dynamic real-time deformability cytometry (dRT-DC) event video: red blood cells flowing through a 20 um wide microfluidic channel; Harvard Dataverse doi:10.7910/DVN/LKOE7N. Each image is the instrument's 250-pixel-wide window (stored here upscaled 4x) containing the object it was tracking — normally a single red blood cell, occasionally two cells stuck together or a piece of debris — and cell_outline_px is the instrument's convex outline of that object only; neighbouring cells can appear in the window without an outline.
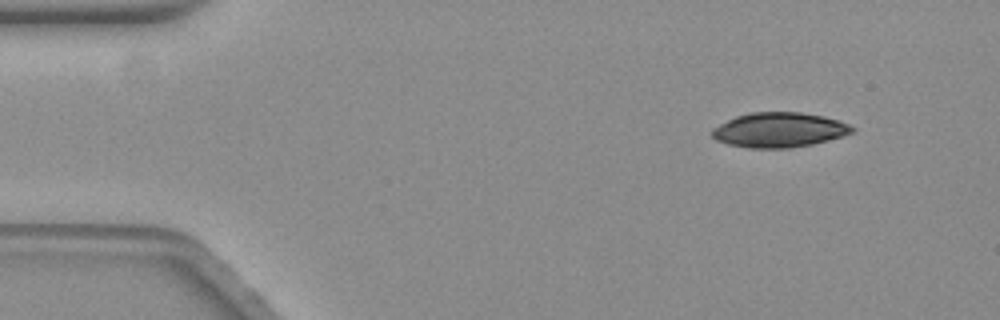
{"species": "common noctule bat (a hibernating species)", "species_latin": "Nyctalus noctula", "temperature_condition": "warm", "stored_images_in_passage": 52, "camera_frame_rate_fps": 3000, "um_per_image_px": 0.085, "animal": {"sex": "female", "body_mass_g": 19.3, "forearm_length_mm": 54.1}, "frame": {"image": 1, "passage_image": 1, "time_ms": 0.0, "image_size_px": [1000, 320], "cell_outline_px": [[856, 128], [852, 132], [840, 136], [812, 144], [788, 148], [748, 148], [728, 144], [716, 140], [712, 136], [712, 128], [736, 116], [748, 112], [800, 112], [824, 116], [848, 124]], "centroid_in_image_um": [66.19, 11.04], "position_along_channel_um": 18.8, "area_um2": 28.21}}
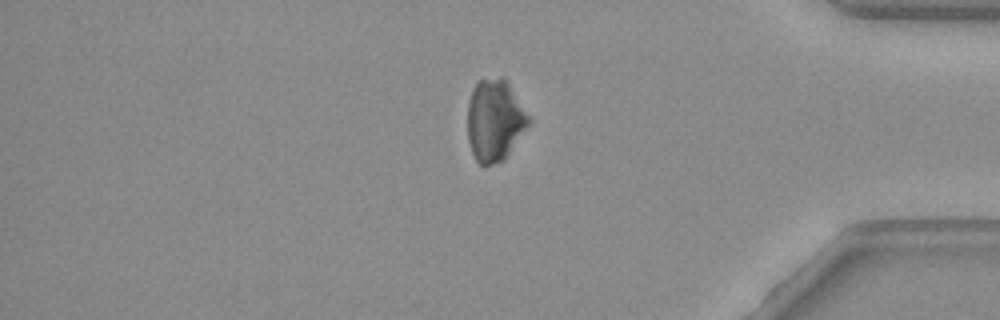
{"frame": {"image": 2, "passage_image": 43, "time_ms": 14.0, "image_size_px": [1000, 320], "cell_outline_px": [[532, 120], [504, 160], [484, 168], [476, 160], [472, 152], [468, 140], [468, 104], [472, 88], [480, 80], [500, 76], [508, 84]], "centroid_in_image_um": [42.04, 10.26], "position_along_channel_um": 393.2, "area_um2": 29.02}}
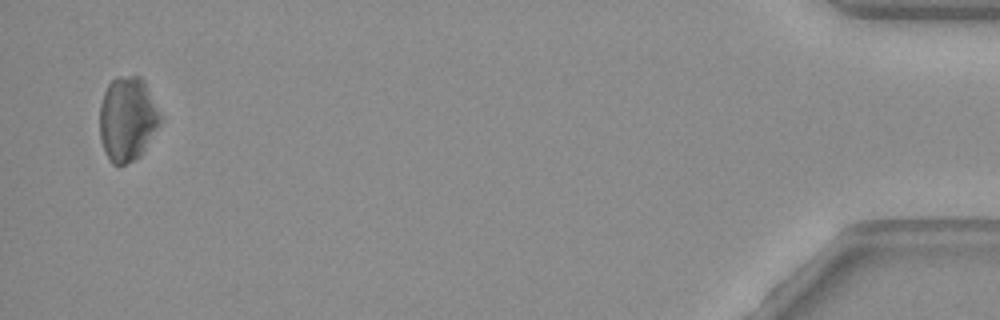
{"frame": {"image": 3, "passage_image": 51, "time_ms": 16.667, "image_size_px": [1000, 320], "cell_outline_px": [[160, 120], [140, 156], [124, 164], [112, 164], [100, 140], [100, 104], [104, 92], [108, 84], [116, 76], [140, 76], [144, 80], [160, 116]], "centroid_in_image_um": [10.79, 10.08], "position_along_channel_um": 424.4, "area_um2": 29.07}}